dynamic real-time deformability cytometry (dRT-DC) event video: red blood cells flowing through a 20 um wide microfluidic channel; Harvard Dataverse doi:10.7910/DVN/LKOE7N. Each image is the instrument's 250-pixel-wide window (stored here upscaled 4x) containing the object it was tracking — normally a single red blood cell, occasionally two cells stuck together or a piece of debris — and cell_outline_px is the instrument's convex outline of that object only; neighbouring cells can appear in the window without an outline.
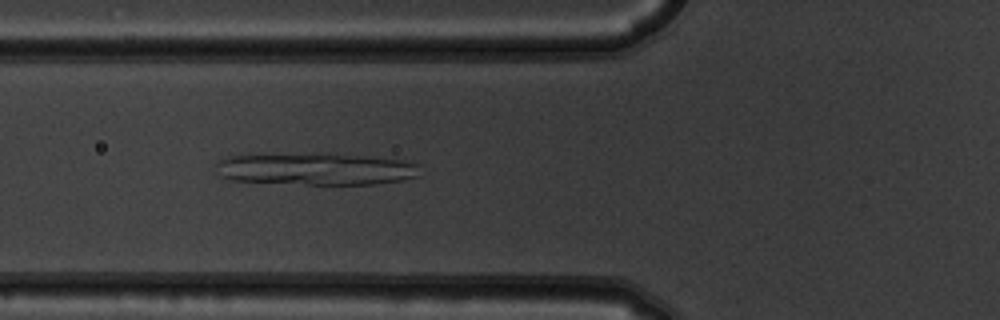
{"species": "common noctule bat (a hibernating species)", "species_latin": "Nyctalus noctula", "temperature_condition": "warm", "stored_images_in_passage": 6, "camera_frame_rate_fps": 3000, "um_per_image_px": 0.085, "animal": {"sex": "male", "body_mass_g": 19.5, "forearm_length_mm": 54.6}, "frame": {"image": 1, "passage_image": 6, "time_ms": 1.667, "image_size_px": [1000, 320], "cell_outline_px": [[420, 176], [400, 180], [376, 184], [308, 184], [232, 180], [220, 176], [216, 164], [220, 160], [228, 156], [248, 152], [328, 152], [368, 156], [404, 160], [416, 164]], "centroid_in_image_um": [26.75, 14.3], "position_along_channel_um": 99.0, "area_um2": 39.48}}